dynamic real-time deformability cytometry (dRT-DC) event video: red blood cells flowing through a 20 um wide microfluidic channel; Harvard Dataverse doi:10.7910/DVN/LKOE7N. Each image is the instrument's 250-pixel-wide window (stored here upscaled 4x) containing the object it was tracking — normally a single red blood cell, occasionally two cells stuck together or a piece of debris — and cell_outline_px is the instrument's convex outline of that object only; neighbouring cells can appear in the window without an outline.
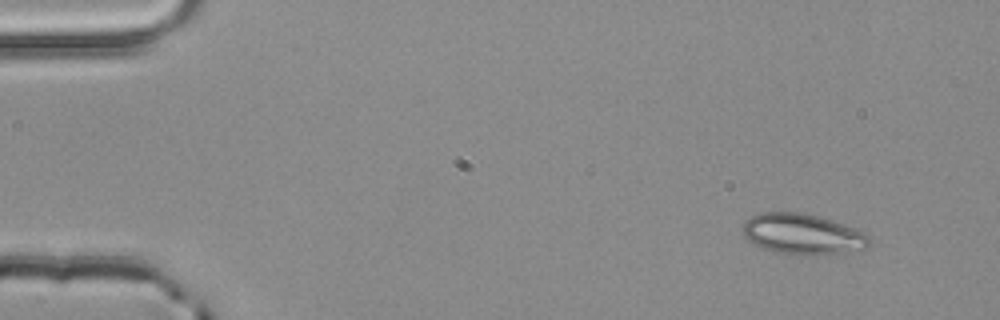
{"species": "common noctule bat (a hibernating species)", "species_latin": "Nyctalus noctula", "temperature_condition": "room temperature", "stored_images_in_passage": 2, "camera_frame_rate_fps": 3000, "um_per_image_px": 0.085, "animal": {"sex": "male", "body_mass_g": 20.4}, "frame": {"image": 1, "passage_image": 1, "time_ms": 0.0, "image_size_px": [1000, 320], "cell_outline_px": [[872, 240], [864, 248], [844, 252], [804, 256], [776, 252], [764, 248], [748, 240], [744, 236], [744, 220], [760, 212], [804, 212], [820, 216], [832, 220], [852, 228], [868, 236]], "centroid_in_image_um": [68.18, 19.89], "position_along_channel_um": 16.8, "area_um2": 29.71}}